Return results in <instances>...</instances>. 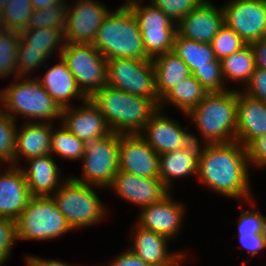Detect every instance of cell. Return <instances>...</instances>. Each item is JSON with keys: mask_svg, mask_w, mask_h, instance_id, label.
Returning <instances> with one entry per match:
<instances>
[{"mask_svg": "<svg viewBox=\"0 0 266 266\" xmlns=\"http://www.w3.org/2000/svg\"><path fill=\"white\" fill-rule=\"evenodd\" d=\"M155 88L159 99L171 90L179 80L191 75L188 65L173 51L157 55L152 59Z\"/></svg>", "mask_w": 266, "mask_h": 266, "instance_id": "27", "label": "cell"}, {"mask_svg": "<svg viewBox=\"0 0 266 266\" xmlns=\"http://www.w3.org/2000/svg\"><path fill=\"white\" fill-rule=\"evenodd\" d=\"M131 1H134V0H126V3L125 4H127V3L131 2Z\"/></svg>", "mask_w": 266, "mask_h": 266, "instance_id": "52", "label": "cell"}, {"mask_svg": "<svg viewBox=\"0 0 266 266\" xmlns=\"http://www.w3.org/2000/svg\"><path fill=\"white\" fill-rule=\"evenodd\" d=\"M94 187L70 176L52 195L73 230L96 225L108 213Z\"/></svg>", "mask_w": 266, "mask_h": 266, "instance_id": "7", "label": "cell"}, {"mask_svg": "<svg viewBox=\"0 0 266 266\" xmlns=\"http://www.w3.org/2000/svg\"><path fill=\"white\" fill-rule=\"evenodd\" d=\"M67 3L33 9L26 29L60 28L65 30Z\"/></svg>", "mask_w": 266, "mask_h": 266, "instance_id": "35", "label": "cell"}, {"mask_svg": "<svg viewBox=\"0 0 266 266\" xmlns=\"http://www.w3.org/2000/svg\"><path fill=\"white\" fill-rule=\"evenodd\" d=\"M133 246L130 249L149 266H182L185 251L169 253L167 237L153 231L145 230L138 225L133 226ZM185 253V254H184Z\"/></svg>", "mask_w": 266, "mask_h": 266, "instance_id": "18", "label": "cell"}, {"mask_svg": "<svg viewBox=\"0 0 266 266\" xmlns=\"http://www.w3.org/2000/svg\"><path fill=\"white\" fill-rule=\"evenodd\" d=\"M8 166L4 172L0 171V217L16 220L31 195L21 166Z\"/></svg>", "mask_w": 266, "mask_h": 266, "instance_id": "22", "label": "cell"}, {"mask_svg": "<svg viewBox=\"0 0 266 266\" xmlns=\"http://www.w3.org/2000/svg\"><path fill=\"white\" fill-rule=\"evenodd\" d=\"M17 241L15 220L0 217V266L5 264L11 254V249Z\"/></svg>", "mask_w": 266, "mask_h": 266, "instance_id": "41", "label": "cell"}, {"mask_svg": "<svg viewBox=\"0 0 266 266\" xmlns=\"http://www.w3.org/2000/svg\"><path fill=\"white\" fill-rule=\"evenodd\" d=\"M19 33L18 49H35L47 58H50L57 47L59 56L63 52L65 39L64 31L60 28L23 29Z\"/></svg>", "mask_w": 266, "mask_h": 266, "instance_id": "30", "label": "cell"}, {"mask_svg": "<svg viewBox=\"0 0 266 266\" xmlns=\"http://www.w3.org/2000/svg\"><path fill=\"white\" fill-rule=\"evenodd\" d=\"M33 9L48 8L59 3H67L65 0H30Z\"/></svg>", "mask_w": 266, "mask_h": 266, "instance_id": "49", "label": "cell"}, {"mask_svg": "<svg viewBox=\"0 0 266 266\" xmlns=\"http://www.w3.org/2000/svg\"><path fill=\"white\" fill-rule=\"evenodd\" d=\"M8 1L9 0H0V12L3 10Z\"/></svg>", "mask_w": 266, "mask_h": 266, "instance_id": "51", "label": "cell"}, {"mask_svg": "<svg viewBox=\"0 0 266 266\" xmlns=\"http://www.w3.org/2000/svg\"><path fill=\"white\" fill-rule=\"evenodd\" d=\"M218 60L241 50L246 42L229 26L224 24L210 42Z\"/></svg>", "mask_w": 266, "mask_h": 266, "instance_id": "37", "label": "cell"}, {"mask_svg": "<svg viewBox=\"0 0 266 266\" xmlns=\"http://www.w3.org/2000/svg\"><path fill=\"white\" fill-rule=\"evenodd\" d=\"M47 57L35 49H18L16 61V76L29 77L27 74L34 72L36 68L40 69ZM33 70V71H32Z\"/></svg>", "mask_w": 266, "mask_h": 266, "instance_id": "40", "label": "cell"}, {"mask_svg": "<svg viewBox=\"0 0 266 266\" xmlns=\"http://www.w3.org/2000/svg\"><path fill=\"white\" fill-rule=\"evenodd\" d=\"M251 45L255 54V67L266 69V37Z\"/></svg>", "mask_w": 266, "mask_h": 266, "instance_id": "47", "label": "cell"}, {"mask_svg": "<svg viewBox=\"0 0 266 266\" xmlns=\"http://www.w3.org/2000/svg\"><path fill=\"white\" fill-rule=\"evenodd\" d=\"M107 85L132 95L151 99L157 106L160 103L155 88L152 60L108 59Z\"/></svg>", "mask_w": 266, "mask_h": 266, "instance_id": "9", "label": "cell"}, {"mask_svg": "<svg viewBox=\"0 0 266 266\" xmlns=\"http://www.w3.org/2000/svg\"><path fill=\"white\" fill-rule=\"evenodd\" d=\"M106 266V265H104ZM107 266H149L130 249H125Z\"/></svg>", "mask_w": 266, "mask_h": 266, "instance_id": "46", "label": "cell"}, {"mask_svg": "<svg viewBox=\"0 0 266 266\" xmlns=\"http://www.w3.org/2000/svg\"><path fill=\"white\" fill-rule=\"evenodd\" d=\"M207 90L211 92H223L229 90L225 88V80L222 73V66H204L197 67L191 73Z\"/></svg>", "mask_w": 266, "mask_h": 266, "instance_id": "39", "label": "cell"}, {"mask_svg": "<svg viewBox=\"0 0 266 266\" xmlns=\"http://www.w3.org/2000/svg\"><path fill=\"white\" fill-rule=\"evenodd\" d=\"M60 56L88 98L107 85V60L92 44L65 43Z\"/></svg>", "mask_w": 266, "mask_h": 266, "instance_id": "11", "label": "cell"}, {"mask_svg": "<svg viewBox=\"0 0 266 266\" xmlns=\"http://www.w3.org/2000/svg\"><path fill=\"white\" fill-rule=\"evenodd\" d=\"M222 73L226 81L246 85L255 70V54L251 44L221 60Z\"/></svg>", "mask_w": 266, "mask_h": 266, "instance_id": "31", "label": "cell"}, {"mask_svg": "<svg viewBox=\"0 0 266 266\" xmlns=\"http://www.w3.org/2000/svg\"><path fill=\"white\" fill-rule=\"evenodd\" d=\"M32 10L30 0H9L0 12V27L17 32L26 29Z\"/></svg>", "mask_w": 266, "mask_h": 266, "instance_id": "33", "label": "cell"}, {"mask_svg": "<svg viewBox=\"0 0 266 266\" xmlns=\"http://www.w3.org/2000/svg\"><path fill=\"white\" fill-rule=\"evenodd\" d=\"M237 89L208 93L186 117H190L208 143H227L236 140Z\"/></svg>", "mask_w": 266, "mask_h": 266, "instance_id": "4", "label": "cell"}, {"mask_svg": "<svg viewBox=\"0 0 266 266\" xmlns=\"http://www.w3.org/2000/svg\"><path fill=\"white\" fill-rule=\"evenodd\" d=\"M243 88L248 96L266 103V69L256 67L249 82Z\"/></svg>", "mask_w": 266, "mask_h": 266, "instance_id": "43", "label": "cell"}, {"mask_svg": "<svg viewBox=\"0 0 266 266\" xmlns=\"http://www.w3.org/2000/svg\"><path fill=\"white\" fill-rule=\"evenodd\" d=\"M204 0H150V2L166 14L175 24L200 5Z\"/></svg>", "mask_w": 266, "mask_h": 266, "instance_id": "38", "label": "cell"}, {"mask_svg": "<svg viewBox=\"0 0 266 266\" xmlns=\"http://www.w3.org/2000/svg\"><path fill=\"white\" fill-rule=\"evenodd\" d=\"M61 124L81 141L98 136H107L110 130L99 108L88 98L77 109H62Z\"/></svg>", "mask_w": 266, "mask_h": 266, "instance_id": "20", "label": "cell"}, {"mask_svg": "<svg viewBox=\"0 0 266 266\" xmlns=\"http://www.w3.org/2000/svg\"><path fill=\"white\" fill-rule=\"evenodd\" d=\"M26 266H71L70 264L63 262L61 260L54 259H44L37 256H25ZM73 266V265H72Z\"/></svg>", "mask_w": 266, "mask_h": 266, "instance_id": "48", "label": "cell"}, {"mask_svg": "<svg viewBox=\"0 0 266 266\" xmlns=\"http://www.w3.org/2000/svg\"><path fill=\"white\" fill-rule=\"evenodd\" d=\"M218 8L204 0L177 24V33L190 40L210 43L225 24L223 9Z\"/></svg>", "mask_w": 266, "mask_h": 266, "instance_id": "19", "label": "cell"}, {"mask_svg": "<svg viewBox=\"0 0 266 266\" xmlns=\"http://www.w3.org/2000/svg\"><path fill=\"white\" fill-rule=\"evenodd\" d=\"M236 141L247 147L266 134V103L237 90Z\"/></svg>", "mask_w": 266, "mask_h": 266, "instance_id": "21", "label": "cell"}, {"mask_svg": "<svg viewBox=\"0 0 266 266\" xmlns=\"http://www.w3.org/2000/svg\"><path fill=\"white\" fill-rule=\"evenodd\" d=\"M94 1L78 0L73 3V7L67 4L65 43L92 44L94 42L100 25L110 12L106 5Z\"/></svg>", "mask_w": 266, "mask_h": 266, "instance_id": "13", "label": "cell"}, {"mask_svg": "<svg viewBox=\"0 0 266 266\" xmlns=\"http://www.w3.org/2000/svg\"><path fill=\"white\" fill-rule=\"evenodd\" d=\"M266 217L254 210H241L237 236L261 234Z\"/></svg>", "mask_w": 266, "mask_h": 266, "instance_id": "42", "label": "cell"}, {"mask_svg": "<svg viewBox=\"0 0 266 266\" xmlns=\"http://www.w3.org/2000/svg\"><path fill=\"white\" fill-rule=\"evenodd\" d=\"M172 51L188 65L191 73L197 67L222 66L210 43L190 40L178 33L175 35Z\"/></svg>", "mask_w": 266, "mask_h": 266, "instance_id": "29", "label": "cell"}, {"mask_svg": "<svg viewBox=\"0 0 266 266\" xmlns=\"http://www.w3.org/2000/svg\"><path fill=\"white\" fill-rule=\"evenodd\" d=\"M15 223L17 240L49 241L73 230L52 196H31Z\"/></svg>", "mask_w": 266, "mask_h": 266, "instance_id": "6", "label": "cell"}, {"mask_svg": "<svg viewBox=\"0 0 266 266\" xmlns=\"http://www.w3.org/2000/svg\"><path fill=\"white\" fill-rule=\"evenodd\" d=\"M249 165L266 167V134L253 140L247 147Z\"/></svg>", "mask_w": 266, "mask_h": 266, "instance_id": "44", "label": "cell"}, {"mask_svg": "<svg viewBox=\"0 0 266 266\" xmlns=\"http://www.w3.org/2000/svg\"><path fill=\"white\" fill-rule=\"evenodd\" d=\"M25 78H14L16 82L0 91V102L4 111L14 120L18 119V115L24 116L27 119L24 122L52 123L54 119H61V107L49 96L37 77ZM15 79L22 80L19 82Z\"/></svg>", "mask_w": 266, "mask_h": 266, "instance_id": "5", "label": "cell"}, {"mask_svg": "<svg viewBox=\"0 0 266 266\" xmlns=\"http://www.w3.org/2000/svg\"><path fill=\"white\" fill-rule=\"evenodd\" d=\"M238 238L241 247H243L242 249H245L249 253V256H254L260 250L266 248L261 234L243 235L238 236Z\"/></svg>", "mask_w": 266, "mask_h": 266, "instance_id": "45", "label": "cell"}, {"mask_svg": "<svg viewBox=\"0 0 266 266\" xmlns=\"http://www.w3.org/2000/svg\"><path fill=\"white\" fill-rule=\"evenodd\" d=\"M261 236L266 246V220L264 221L263 229L261 231Z\"/></svg>", "mask_w": 266, "mask_h": 266, "instance_id": "50", "label": "cell"}, {"mask_svg": "<svg viewBox=\"0 0 266 266\" xmlns=\"http://www.w3.org/2000/svg\"><path fill=\"white\" fill-rule=\"evenodd\" d=\"M204 145L200 148L196 177L215 193L239 201L245 199L253 206L246 147L236 140Z\"/></svg>", "mask_w": 266, "mask_h": 266, "instance_id": "1", "label": "cell"}, {"mask_svg": "<svg viewBox=\"0 0 266 266\" xmlns=\"http://www.w3.org/2000/svg\"><path fill=\"white\" fill-rule=\"evenodd\" d=\"M200 146V142L194 141L184 149L159 156V178L169 190L174 179L197 174Z\"/></svg>", "mask_w": 266, "mask_h": 266, "instance_id": "26", "label": "cell"}, {"mask_svg": "<svg viewBox=\"0 0 266 266\" xmlns=\"http://www.w3.org/2000/svg\"><path fill=\"white\" fill-rule=\"evenodd\" d=\"M49 96L61 107H70L71 99L84 102L88 97L78 87L76 80L60 56L59 61L45 72L44 77H37Z\"/></svg>", "mask_w": 266, "mask_h": 266, "instance_id": "23", "label": "cell"}, {"mask_svg": "<svg viewBox=\"0 0 266 266\" xmlns=\"http://www.w3.org/2000/svg\"><path fill=\"white\" fill-rule=\"evenodd\" d=\"M84 151L83 141L69 132L62 124L59 129L52 130L51 154L53 156L55 154L65 160L81 161Z\"/></svg>", "mask_w": 266, "mask_h": 266, "instance_id": "32", "label": "cell"}, {"mask_svg": "<svg viewBox=\"0 0 266 266\" xmlns=\"http://www.w3.org/2000/svg\"><path fill=\"white\" fill-rule=\"evenodd\" d=\"M207 94V90L191 74L188 78L179 80V82L160 99L158 108L163 109L165 105L171 104L177 107V109H180L186 116Z\"/></svg>", "mask_w": 266, "mask_h": 266, "instance_id": "28", "label": "cell"}, {"mask_svg": "<svg viewBox=\"0 0 266 266\" xmlns=\"http://www.w3.org/2000/svg\"><path fill=\"white\" fill-rule=\"evenodd\" d=\"M17 120L11 118L0 106V162L14 165L16 152Z\"/></svg>", "mask_w": 266, "mask_h": 266, "instance_id": "36", "label": "cell"}, {"mask_svg": "<svg viewBox=\"0 0 266 266\" xmlns=\"http://www.w3.org/2000/svg\"><path fill=\"white\" fill-rule=\"evenodd\" d=\"M92 45L106 60L112 58L152 60L144 49L137 19L126 4L115 12H109L100 25Z\"/></svg>", "mask_w": 266, "mask_h": 266, "instance_id": "3", "label": "cell"}, {"mask_svg": "<svg viewBox=\"0 0 266 266\" xmlns=\"http://www.w3.org/2000/svg\"><path fill=\"white\" fill-rule=\"evenodd\" d=\"M222 9L225 24L246 44L266 37V0H233Z\"/></svg>", "mask_w": 266, "mask_h": 266, "instance_id": "12", "label": "cell"}, {"mask_svg": "<svg viewBox=\"0 0 266 266\" xmlns=\"http://www.w3.org/2000/svg\"><path fill=\"white\" fill-rule=\"evenodd\" d=\"M53 127V122H24L17 128L14 165L20 166L21 158L28 160L50 154Z\"/></svg>", "mask_w": 266, "mask_h": 266, "instance_id": "25", "label": "cell"}, {"mask_svg": "<svg viewBox=\"0 0 266 266\" xmlns=\"http://www.w3.org/2000/svg\"><path fill=\"white\" fill-rule=\"evenodd\" d=\"M171 192L160 202L140 209L136 225L167 237L169 240L177 235L181 229L185 212V204L173 201ZM184 204V205H183Z\"/></svg>", "mask_w": 266, "mask_h": 266, "instance_id": "17", "label": "cell"}, {"mask_svg": "<svg viewBox=\"0 0 266 266\" xmlns=\"http://www.w3.org/2000/svg\"><path fill=\"white\" fill-rule=\"evenodd\" d=\"M143 2L144 0H134L126 5L137 19L146 54L153 59L172 51L177 24L151 2L149 5H144Z\"/></svg>", "mask_w": 266, "mask_h": 266, "instance_id": "10", "label": "cell"}, {"mask_svg": "<svg viewBox=\"0 0 266 266\" xmlns=\"http://www.w3.org/2000/svg\"><path fill=\"white\" fill-rule=\"evenodd\" d=\"M20 45V33L0 27V79L14 74Z\"/></svg>", "mask_w": 266, "mask_h": 266, "instance_id": "34", "label": "cell"}, {"mask_svg": "<svg viewBox=\"0 0 266 266\" xmlns=\"http://www.w3.org/2000/svg\"><path fill=\"white\" fill-rule=\"evenodd\" d=\"M83 144L82 175L72 178L96 188L109 189L119 170L120 134L111 132L107 136L89 138Z\"/></svg>", "mask_w": 266, "mask_h": 266, "instance_id": "8", "label": "cell"}, {"mask_svg": "<svg viewBox=\"0 0 266 266\" xmlns=\"http://www.w3.org/2000/svg\"><path fill=\"white\" fill-rule=\"evenodd\" d=\"M90 100L99 108L110 130L116 134H139L158 109L151 99L109 85L97 90Z\"/></svg>", "mask_w": 266, "mask_h": 266, "instance_id": "2", "label": "cell"}, {"mask_svg": "<svg viewBox=\"0 0 266 266\" xmlns=\"http://www.w3.org/2000/svg\"><path fill=\"white\" fill-rule=\"evenodd\" d=\"M162 111L158 108L139 133L159 156L184 149L194 141L201 142L196 135L185 131L176 120L165 116Z\"/></svg>", "mask_w": 266, "mask_h": 266, "instance_id": "14", "label": "cell"}, {"mask_svg": "<svg viewBox=\"0 0 266 266\" xmlns=\"http://www.w3.org/2000/svg\"><path fill=\"white\" fill-rule=\"evenodd\" d=\"M127 202L142 207L160 202L170 190L160 178H146L118 170L109 187Z\"/></svg>", "mask_w": 266, "mask_h": 266, "instance_id": "16", "label": "cell"}, {"mask_svg": "<svg viewBox=\"0 0 266 266\" xmlns=\"http://www.w3.org/2000/svg\"><path fill=\"white\" fill-rule=\"evenodd\" d=\"M53 157L50 153L25 160L28 161L29 167L21 168V170L27 181L31 196H52L64 182Z\"/></svg>", "mask_w": 266, "mask_h": 266, "instance_id": "24", "label": "cell"}, {"mask_svg": "<svg viewBox=\"0 0 266 266\" xmlns=\"http://www.w3.org/2000/svg\"><path fill=\"white\" fill-rule=\"evenodd\" d=\"M119 170L159 178V155L139 134H120Z\"/></svg>", "mask_w": 266, "mask_h": 266, "instance_id": "15", "label": "cell"}]
</instances>
